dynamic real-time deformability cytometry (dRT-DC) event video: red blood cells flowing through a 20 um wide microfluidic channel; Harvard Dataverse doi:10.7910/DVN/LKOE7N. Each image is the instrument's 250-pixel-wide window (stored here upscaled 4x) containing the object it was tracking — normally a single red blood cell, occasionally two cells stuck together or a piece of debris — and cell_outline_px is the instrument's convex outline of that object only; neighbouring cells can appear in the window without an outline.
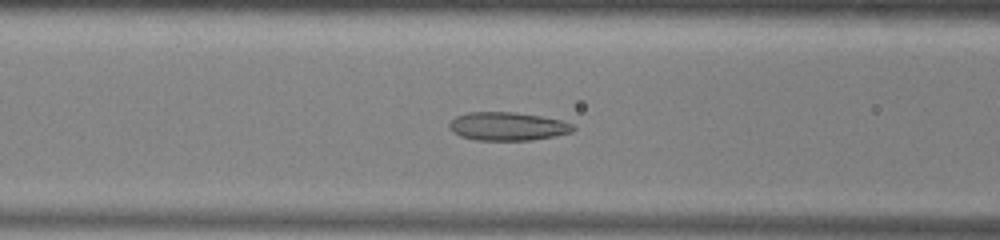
{"species": "common noctule bat (a hibernating species)", "species_latin": "Nyctalus noctula", "temperature_condition": "warm", "stored_images_in_passage": 47, "camera_frame_rate_fps": 3000, "um_per_image_px": 0.085, "animal": {"sex": "male", "body_mass_g": 13.0, "forearm_length_mm": 53.1}, "frame": {"image": 1, "passage_image": 16, "time_ms": 5.0, "image_size_px": [1000, 240], "cell_outline_px": [[576, 128], [572, 132], [532, 140], [476, 140], [460, 136], [452, 132], [448, 128], [448, 124], [456, 116], [468, 112], [516, 112], [540, 116], [560, 120], [572, 124]], "centroid_in_image_um": [43.11, 10.74], "position_along_channel_um": 123.5, "area_um2": 20.46}}
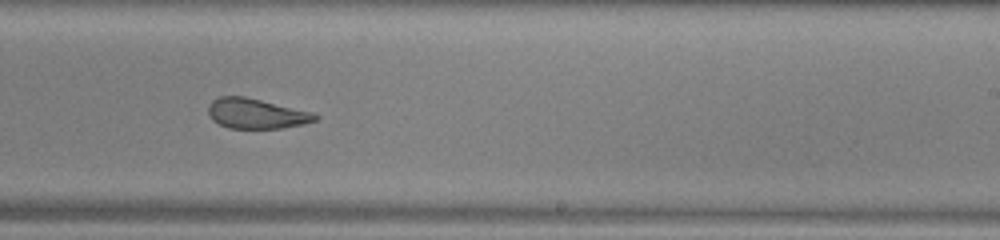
{"frame": {"image": 2, "passage_image": 27, "time_ms": 8.667, "image_size_px": [1000, 240], "cell_outline_px": [[320, 116], [316, 120], [304, 124], [284, 128], [228, 128], [212, 120], [208, 112], [208, 104], [212, 100], [220, 96], [244, 96], [312, 112]], "centroid_in_image_um": [21.77, 9.65], "position_along_channel_um": 267.2, "area_um2": 18.73}}
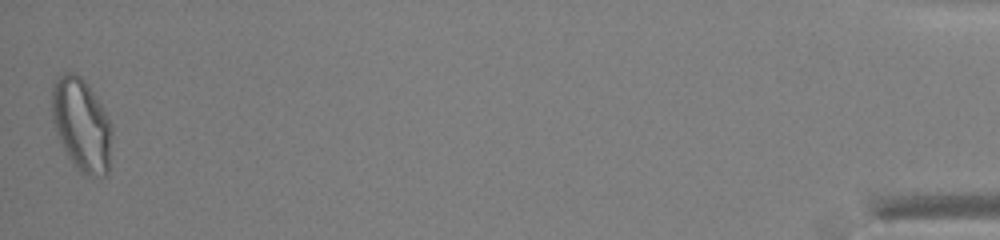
{"frame": {"image": 3, "passage_image": 47, "time_ms": 15.333, "image_size_px": [1000, 240], "cell_outline_px": [[112, 136], [108, 176], [84, 176], [72, 164], [52, 124], [52, 84], [56, 76], [64, 72], [76, 72], [84, 80], [108, 116], [112, 124]], "centroid_in_image_um": [6.93, 10.62], "position_along_channel_um": 428.3, "area_um2": 32.89}, "authors_computed_cell_mechanics": {"area_um2": 22.542, "velocity_mm_per_s": 3.9303, "shape_relaxation_time_tau1_ms": null, "shape_relaxation_time_tau2_ms": 1.9373, "deformation_change_tau1": null, "deformation_change_tau2": 0.098}}